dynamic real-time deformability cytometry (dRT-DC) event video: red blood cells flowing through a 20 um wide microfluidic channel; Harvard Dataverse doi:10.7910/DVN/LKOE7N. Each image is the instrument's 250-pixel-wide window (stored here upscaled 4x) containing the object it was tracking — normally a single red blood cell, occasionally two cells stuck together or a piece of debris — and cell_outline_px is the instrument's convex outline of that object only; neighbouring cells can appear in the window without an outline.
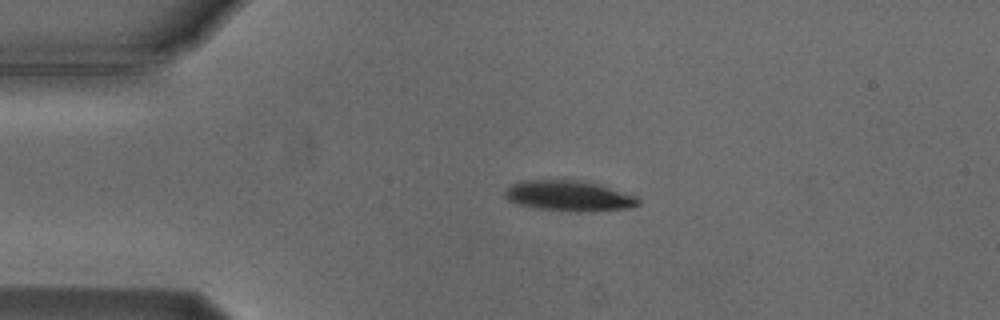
{"species": "Egyptian fruit bat (a non-hibernating species)", "species_latin": "Rousettus aegyptiacus", "temperature_condition": "cold", "stored_images_in_passage": 2, "camera_frame_rate_fps": 3000, "um_per_image_px": 0.085, "animal": {"sex": "male"}, "frame": {"image": 1, "passage_image": 1, "time_ms": 0.0, "image_size_px": [1000, 320], "cell_outline_px": [[640, 204], [632, 208], [592, 212], [576, 212], [536, 208], [520, 204], [508, 200], [504, 196], [504, 192], [512, 184], [524, 180], [576, 180], [596, 184], [636, 196], [640, 200]], "centroid_in_image_um": [48.38, 16.67], "position_along_channel_um": 36.6, "area_um2": 23.64}}